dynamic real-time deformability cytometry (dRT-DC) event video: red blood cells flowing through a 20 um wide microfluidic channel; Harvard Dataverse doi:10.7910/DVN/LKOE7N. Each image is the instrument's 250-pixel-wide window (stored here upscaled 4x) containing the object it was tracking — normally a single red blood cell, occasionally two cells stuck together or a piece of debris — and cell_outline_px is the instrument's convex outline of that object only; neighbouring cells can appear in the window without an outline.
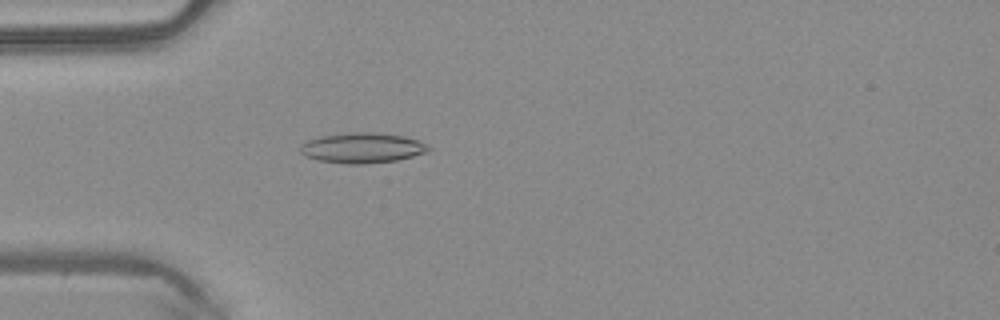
{"species": "common noctule bat (a hibernating species)", "species_latin": "Nyctalus noctula", "temperature_condition": "warm", "stored_images_in_passage": 38, "camera_frame_rate_fps": 3000, "um_per_image_px": 0.085, "animal": {"sex": "male", "body_mass_g": 20.4}, "frame": {"image": 1, "passage_image": 3, "time_ms": 0.667, "image_size_px": [1000, 320], "cell_outline_px": [[432, 148], [424, 152], [412, 156], [396, 160], [364, 164], [348, 164], [320, 160], [304, 156], [300, 152], [300, 144], [308, 140], [320, 136], [352, 132], [380, 132], [404, 136], [416, 140]], "centroid_in_image_um": [30.75, 12.56], "position_along_channel_um": 54.3, "area_um2": 22.48}}
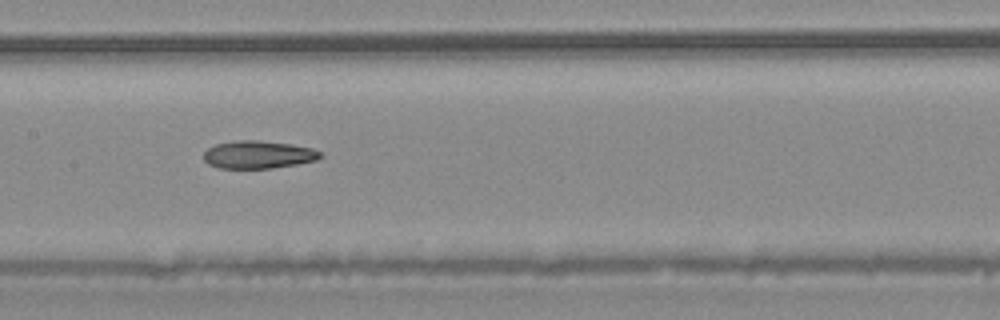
{"frame": {"image": 2, "passage_image": 13, "time_ms": 4.0, "image_size_px": [1000, 320], "cell_outline_px": [[324, 156], [316, 160], [296, 164], [272, 168], [220, 168], [208, 164], [204, 160], [204, 152], [208, 148], [216, 144], [236, 140], [260, 140], [288, 144], [312, 148], [320, 152]], "centroid_in_image_um": [21.94, 13.14], "position_along_channel_um": 185.5, "area_um2": 18.79}}
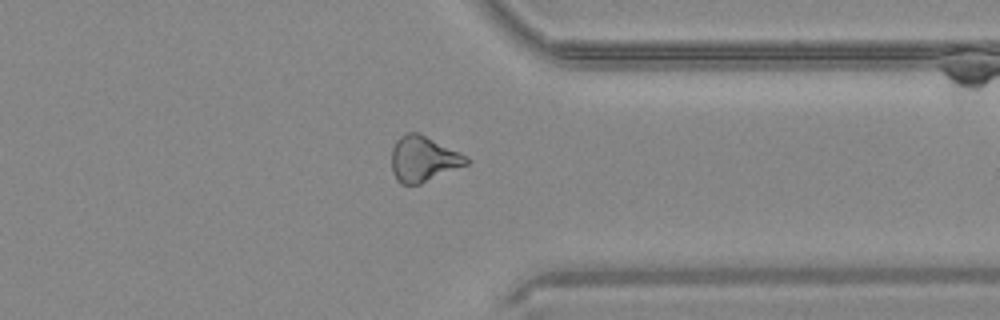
{"frame": {"image": 3, "passage_image": 27, "time_ms": 8.667, "image_size_px": [1000, 320], "cell_outline_px": [[468, 164], [420, 184], [400, 184], [396, 180], [392, 172], [392, 148], [396, 140], [400, 136], [408, 132], [420, 132], [468, 156]], "centroid_in_image_um": [35.97, 13.49], "position_along_channel_um": 375.4, "area_um2": 20.0}}